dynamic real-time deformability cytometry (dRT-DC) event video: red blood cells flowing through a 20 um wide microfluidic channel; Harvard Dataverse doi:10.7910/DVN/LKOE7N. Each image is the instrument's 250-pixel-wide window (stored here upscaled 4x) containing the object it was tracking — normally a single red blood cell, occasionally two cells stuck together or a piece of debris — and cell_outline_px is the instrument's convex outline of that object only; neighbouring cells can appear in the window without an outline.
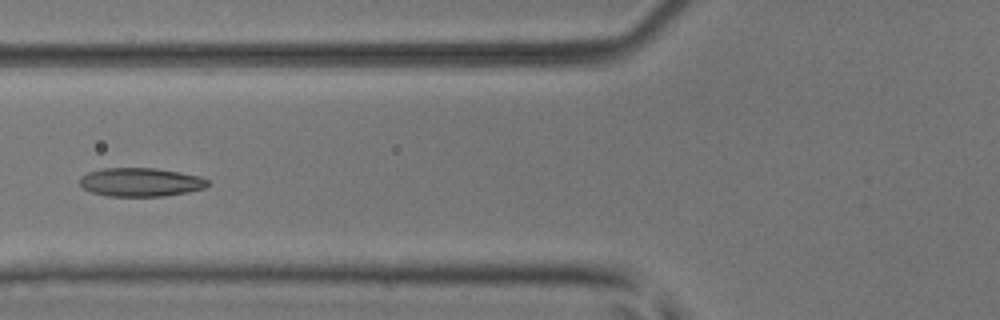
{"species": "common noctule bat (a hibernating species)", "species_latin": "Nyctalus noctula", "temperature_condition": "room temperature", "stored_images_in_passage": 5, "camera_frame_rate_fps": 3000, "um_per_image_px": 0.085, "animal": {"sex": "male", "body_mass_g": 17.9, "forearm_length_mm": 54.2}, "frame": {"image": 1, "passage_image": 5, "time_ms": 1.333, "image_size_px": [1000, 320], "cell_outline_px": [[208, 184], [204, 188], [188, 192], [164, 196], [108, 196], [92, 192], [84, 188], [80, 184], [80, 176], [88, 172], [104, 168], [156, 168], [180, 172], [200, 176], [208, 180]], "centroid_in_image_um": [11.95, 15.48], "position_along_channel_um": 113.8, "area_um2": 21.33}}